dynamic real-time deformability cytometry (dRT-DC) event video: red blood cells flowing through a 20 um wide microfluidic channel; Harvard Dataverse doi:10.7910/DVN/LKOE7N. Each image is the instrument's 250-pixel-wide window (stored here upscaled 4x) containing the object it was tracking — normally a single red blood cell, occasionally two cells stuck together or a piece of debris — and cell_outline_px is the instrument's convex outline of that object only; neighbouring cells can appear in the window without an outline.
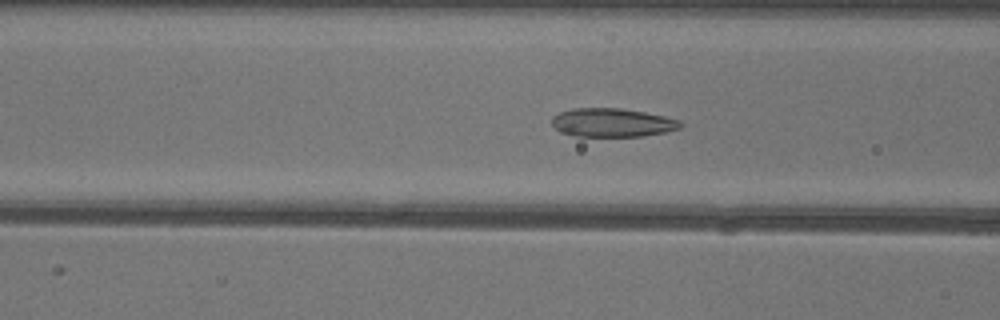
{"species": "common noctule bat (a hibernating species)", "species_latin": "Nyctalus noctula", "temperature_condition": "warm", "stored_images_in_passage": 50, "camera_frame_rate_fps": 3000, "um_per_image_px": 0.085, "animal": {"sex": "female"}, "frame": {"image": 1, "passage_image": 19, "time_ms": 6.0, "image_size_px": [1000, 320], "cell_outline_px": [[684, 124], [680, 128], [668, 132], [644, 136], [576, 136], [560, 132], [552, 124], [552, 116], [560, 112], [572, 108], [620, 108], [644, 112], [664, 116], [680, 120]], "centroid_in_image_um": [52.07, 10.42], "position_along_channel_um": 114.5, "area_um2": 21.56}}
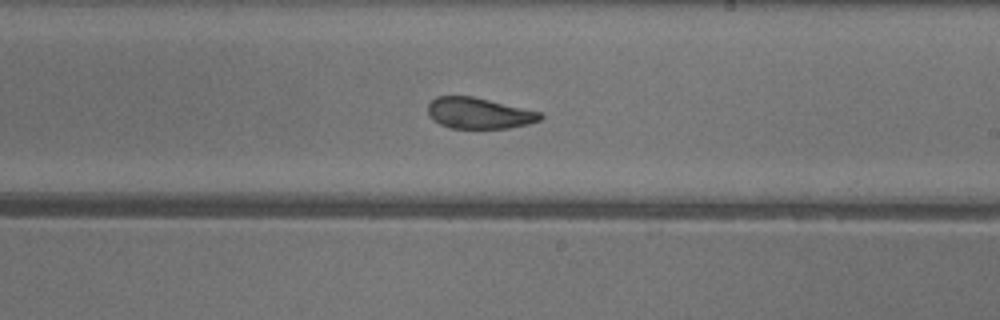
{"frame": {"image": 2, "passage_image": 29, "time_ms": 9.333, "image_size_px": [1000, 320], "cell_outline_px": [[544, 116], [540, 120], [528, 124], [508, 128], [452, 128], [440, 124], [428, 112], [428, 104], [436, 96], [472, 96], [544, 112]], "centroid_in_image_um": [40.78, 9.61], "position_along_channel_um": 248.2, "area_um2": 20.29}}
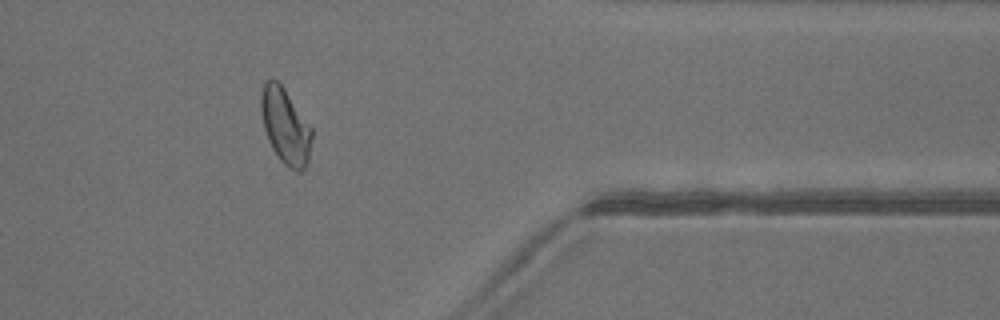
{"frame": {"image": 3, "passage_image": 41, "time_ms": 13.333, "image_size_px": [1000, 320], "cell_outline_px": [[312, 136], [308, 160], [304, 168], [300, 172], [288, 168], [280, 160], [272, 148], [268, 140], [264, 128], [260, 108], [260, 96], [264, 84], [268, 80], [276, 80], [284, 88], [312, 128]], "centroid_in_image_um": [24.25, 10.74], "position_along_channel_um": 387.2, "area_um2": 22.2}, "authors_computed_cell_mechanics": {"area_um2": 22.4842, "velocity_mm_per_s": 4.0132, "shape_relaxation_time_tau1_ms": 5.2992, "shape_relaxation_time_tau2_ms": 1.782, "deformation_change_tau1": 0.1444, "deformation_change_tau2": 0.0838}}